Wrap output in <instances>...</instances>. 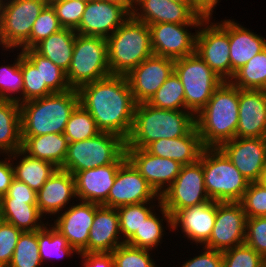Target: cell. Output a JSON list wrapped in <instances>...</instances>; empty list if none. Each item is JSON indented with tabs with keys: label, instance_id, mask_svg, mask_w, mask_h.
I'll use <instances>...</instances> for the list:
<instances>
[{
	"label": "cell",
	"instance_id": "6da1fadb",
	"mask_svg": "<svg viewBox=\"0 0 266 267\" xmlns=\"http://www.w3.org/2000/svg\"><path fill=\"white\" fill-rule=\"evenodd\" d=\"M77 92L79 104L91 114L101 132L128 138L137 103L126 76L111 74L82 85Z\"/></svg>",
	"mask_w": 266,
	"mask_h": 267
},
{
	"label": "cell",
	"instance_id": "7a4b0ae2",
	"mask_svg": "<svg viewBox=\"0 0 266 267\" xmlns=\"http://www.w3.org/2000/svg\"><path fill=\"white\" fill-rule=\"evenodd\" d=\"M239 121V88L224 81L206 106L195 116V124L205 148H218L236 137Z\"/></svg>",
	"mask_w": 266,
	"mask_h": 267
},
{
	"label": "cell",
	"instance_id": "3957f363",
	"mask_svg": "<svg viewBox=\"0 0 266 267\" xmlns=\"http://www.w3.org/2000/svg\"><path fill=\"white\" fill-rule=\"evenodd\" d=\"M195 126V115L190 111L158 109L146 102L138 103L126 148L145 149L160 139L183 137Z\"/></svg>",
	"mask_w": 266,
	"mask_h": 267
},
{
	"label": "cell",
	"instance_id": "277c9868",
	"mask_svg": "<svg viewBox=\"0 0 266 267\" xmlns=\"http://www.w3.org/2000/svg\"><path fill=\"white\" fill-rule=\"evenodd\" d=\"M21 136L64 133L71 113L79 105L77 89L52 93L20 103Z\"/></svg>",
	"mask_w": 266,
	"mask_h": 267
},
{
	"label": "cell",
	"instance_id": "5b68a950",
	"mask_svg": "<svg viewBox=\"0 0 266 267\" xmlns=\"http://www.w3.org/2000/svg\"><path fill=\"white\" fill-rule=\"evenodd\" d=\"M106 40L112 75L126 76L143 60L153 55L149 25L133 15Z\"/></svg>",
	"mask_w": 266,
	"mask_h": 267
},
{
	"label": "cell",
	"instance_id": "8992f818",
	"mask_svg": "<svg viewBox=\"0 0 266 267\" xmlns=\"http://www.w3.org/2000/svg\"><path fill=\"white\" fill-rule=\"evenodd\" d=\"M202 166L210 200L240 202L249 182L219 148H204Z\"/></svg>",
	"mask_w": 266,
	"mask_h": 267
},
{
	"label": "cell",
	"instance_id": "52a82bcc",
	"mask_svg": "<svg viewBox=\"0 0 266 267\" xmlns=\"http://www.w3.org/2000/svg\"><path fill=\"white\" fill-rule=\"evenodd\" d=\"M111 75L108 61L107 40L98 36L76 34L72 60L66 73L71 88Z\"/></svg>",
	"mask_w": 266,
	"mask_h": 267
},
{
	"label": "cell",
	"instance_id": "ba28073f",
	"mask_svg": "<svg viewBox=\"0 0 266 267\" xmlns=\"http://www.w3.org/2000/svg\"><path fill=\"white\" fill-rule=\"evenodd\" d=\"M126 152V140L117 134L100 132L96 136L68 145L61 169L76 172L115 163Z\"/></svg>",
	"mask_w": 266,
	"mask_h": 267
},
{
	"label": "cell",
	"instance_id": "9c48e42d",
	"mask_svg": "<svg viewBox=\"0 0 266 267\" xmlns=\"http://www.w3.org/2000/svg\"><path fill=\"white\" fill-rule=\"evenodd\" d=\"M174 72L184 88L186 111L195 116L224 82L196 52L175 59Z\"/></svg>",
	"mask_w": 266,
	"mask_h": 267
},
{
	"label": "cell",
	"instance_id": "30bf717a",
	"mask_svg": "<svg viewBox=\"0 0 266 267\" xmlns=\"http://www.w3.org/2000/svg\"><path fill=\"white\" fill-rule=\"evenodd\" d=\"M49 0H0V50L19 49Z\"/></svg>",
	"mask_w": 266,
	"mask_h": 267
},
{
	"label": "cell",
	"instance_id": "8fae6325",
	"mask_svg": "<svg viewBox=\"0 0 266 267\" xmlns=\"http://www.w3.org/2000/svg\"><path fill=\"white\" fill-rule=\"evenodd\" d=\"M215 19H204L201 22L197 30L195 52L223 81H230L228 19Z\"/></svg>",
	"mask_w": 266,
	"mask_h": 267
},
{
	"label": "cell",
	"instance_id": "7c38bea8",
	"mask_svg": "<svg viewBox=\"0 0 266 267\" xmlns=\"http://www.w3.org/2000/svg\"><path fill=\"white\" fill-rule=\"evenodd\" d=\"M160 199L172 217L181 209L211 201L204 185L202 153L197 162L182 166L180 174Z\"/></svg>",
	"mask_w": 266,
	"mask_h": 267
},
{
	"label": "cell",
	"instance_id": "4fadbf2b",
	"mask_svg": "<svg viewBox=\"0 0 266 267\" xmlns=\"http://www.w3.org/2000/svg\"><path fill=\"white\" fill-rule=\"evenodd\" d=\"M246 214L240 202H216V219L203 247L225 251L245 243Z\"/></svg>",
	"mask_w": 266,
	"mask_h": 267
},
{
	"label": "cell",
	"instance_id": "5bb4252c",
	"mask_svg": "<svg viewBox=\"0 0 266 267\" xmlns=\"http://www.w3.org/2000/svg\"><path fill=\"white\" fill-rule=\"evenodd\" d=\"M200 24H150L151 47L154 55L178 59L195 53ZM189 28V29H188ZM191 29H195L192 33Z\"/></svg>",
	"mask_w": 266,
	"mask_h": 267
},
{
	"label": "cell",
	"instance_id": "9a60e30c",
	"mask_svg": "<svg viewBox=\"0 0 266 267\" xmlns=\"http://www.w3.org/2000/svg\"><path fill=\"white\" fill-rule=\"evenodd\" d=\"M161 201L160 196L127 159L118 169L115 182L102 206L118 208L124 205Z\"/></svg>",
	"mask_w": 266,
	"mask_h": 267
},
{
	"label": "cell",
	"instance_id": "2e32d148",
	"mask_svg": "<svg viewBox=\"0 0 266 267\" xmlns=\"http://www.w3.org/2000/svg\"><path fill=\"white\" fill-rule=\"evenodd\" d=\"M218 148L249 183L260 182L266 168V138L235 137Z\"/></svg>",
	"mask_w": 266,
	"mask_h": 267
},
{
	"label": "cell",
	"instance_id": "e0dca14e",
	"mask_svg": "<svg viewBox=\"0 0 266 267\" xmlns=\"http://www.w3.org/2000/svg\"><path fill=\"white\" fill-rule=\"evenodd\" d=\"M175 60L152 55L143 60L127 75V81L135 102H147L174 71Z\"/></svg>",
	"mask_w": 266,
	"mask_h": 267
},
{
	"label": "cell",
	"instance_id": "ac0fdd59",
	"mask_svg": "<svg viewBox=\"0 0 266 267\" xmlns=\"http://www.w3.org/2000/svg\"><path fill=\"white\" fill-rule=\"evenodd\" d=\"M76 202L49 222L67 239L71 247L81 253L87 247L95 211L100 204L80 200Z\"/></svg>",
	"mask_w": 266,
	"mask_h": 267
},
{
	"label": "cell",
	"instance_id": "d6986e66",
	"mask_svg": "<svg viewBox=\"0 0 266 267\" xmlns=\"http://www.w3.org/2000/svg\"><path fill=\"white\" fill-rule=\"evenodd\" d=\"M131 15L121 5L103 0H90L87 2L82 19L75 32L81 35L107 39Z\"/></svg>",
	"mask_w": 266,
	"mask_h": 267
},
{
	"label": "cell",
	"instance_id": "ffe728a7",
	"mask_svg": "<svg viewBox=\"0 0 266 267\" xmlns=\"http://www.w3.org/2000/svg\"><path fill=\"white\" fill-rule=\"evenodd\" d=\"M127 159L161 196L180 174L182 164L152 155L142 148H126Z\"/></svg>",
	"mask_w": 266,
	"mask_h": 267
},
{
	"label": "cell",
	"instance_id": "44dd1931",
	"mask_svg": "<svg viewBox=\"0 0 266 267\" xmlns=\"http://www.w3.org/2000/svg\"><path fill=\"white\" fill-rule=\"evenodd\" d=\"M216 219V201H209L197 206L179 210L172 217V232L187 238L190 245L198 248L210 238ZM178 227L181 231L178 230ZM194 242V243H193Z\"/></svg>",
	"mask_w": 266,
	"mask_h": 267
},
{
	"label": "cell",
	"instance_id": "7402d4cb",
	"mask_svg": "<svg viewBox=\"0 0 266 267\" xmlns=\"http://www.w3.org/2000/svg\"><path fill=\"white\" fill-rule=\"evenodd\" d=\"M132 15L147 25L155 23L201 24L205 19L191 7L169 0H135Z\"/></svg>",
	"mask_w": 266,
	"mask_h": 267
},
{
	"label": "cell",
	"instance_id": "603a6c76",
	"mask_svg": "<svg viewBox=\"0 0 266 267\" xmlns=\"http://www.w3.org/2000/svg\"><path fill=\"white\" fill-rule=\"evenodd\" d=\"M127 160L126 152L113 164L76 172L75 192L77 200L102 205L108 198L119 167Z\"/></svg>",
	"mask_w": 266,
	"mask_h": 267
},
{
	"label": "cell",
	"instance_id": "cb8c5ba5",
	"mask_svg": "<svg viewBox=\"0 0 266 267\" xmlns=\"http://www.w3.org/2000/svg\"><path fill=\"white\" fill-rule=\"evenodd\" d=\"M36 198L40 213L45 219L47 216L48 219H53L77 201L74 176L66 170L57 168L36 193Z\"/></svg>",
	"mask_w": 266,
	"mask_h": 267
},
{
	"label": "cell",
	"instance_id": "d4e9b609",
	"mask_svg": "<svg viewBox=\"0 0 266 267\" xmlns=\"http://www.w3.org/2000/svg\"><path fill=\"white\" fill-rule=\"evenodd\" d=\"M236 137L266 138V91L239 88Z\"/></svg>",
	"mask_w": 266,
	"mask_h": 267
},
{
	"label": "cell",
	"instance_id": "484cf974",
	"mask_svg": "<svg viewBox=\"0 0 266 267\" xmlns=\"http://www.w3.org/2000/svg\"><path fill=\"white\" fill-rule=\"evenodd\" d=\"M122 244L116 208L100 205L95 211L87 247L81 253H111Z\"/></svg>",
	"mask_w": 266,
	"mask_h": 267
},
{
	"label": "cell",
	"instance_id": "4316f807",
	"mask_svg": "<svg viewBox=\"0 0 266 267\" xmlns=\"http://www.w3.org/2000/svg\"><path fill=\"white\" fill-rule=\"evenodd\" d=\"M231 18L228 19V36L232 79L238 69L266 48V38Z\"/></svg>",
	"mask_w": 266,
	"mask_h": 267
},
{
	"label": "cell",
	"instance_id": "83f0119b",
	"mask_svg": "<svg viewBox=\"0 0 266 267\" xmlns=\"http://www.w3.org/2000/svg\"><path fill=\"white\" fill-rule=\"evenodd\" d=\"M204 148L195 126L183 137L154 141L145 150L152 155L173 159L182 165H187L197 162Z\"/></svg>",
	"mask_w": 266,
	"mask_h": 267
},
{
	"label": "cell",
	"instance_id": "f1b7e54d",
	"mask_svg": "<svg viewBox=\"0 0 266 267\" xmlns=\"http://www.w3.org/2000/svg\"><path fill=\"white\" fill-rule=\"evenodd\" d=\"M68 139L61 133H50L39 136H22V150L31 157L52 163L57 168L64 164Z\"/></svg>",
	"mask_w": 266,
	"mask_h": 267
},
{
	"label": "cell",
	"instance_id": "f546056e",
	"mask_svg": "<svg viewBox=\"0 0 266 267\" xmlns=\"http://www.w3.org/2000/svg\"><path fill=\"white\" fill-rule=\"evenodd\" d=\"M165 223L166 226H164ZM167 229L168 231H172L173 229L172 215L160 204L158 209L156 211L154 210L144 220L140 229L135 232L126 244L136 248L154 249V252L156 250L155 248H157L156 251H158V246H161L163 239H165Z\"/></svg>",
	"mask_w": 266,
	"mask_h": 267
},
{
	"label": "cell",
	"instance_id": "4dcf8cb0",
	"mask_svg": "<svg viewBox=\"0 0 266 267\" xmlns=\"http://www.w3.org/2000/svg\"><path fill=\"white\" fill-rule=\"evenodd\" d=\"M9 156L14 168V177L27 184L35 192L40 190L57 169L52 163L31 157L22 149Z\"/></svg>",
	"mask_w": 266,
	"mask_h": 267
},
{
	"label": "cell",
	"instance_id": "1f68e13d",
	"mask_svg": "<svg viewBox=\"0 0 266 267\" xmlns=\"http://www.w3.org/2000/svg\"><path fill=\"white\" fill-rule=\"evenodd\" d=\"M22 148L20 105L13 100H0V155Z\"/></svg>",
	"mask_w": 266,
	"mask_h": 267
},
{
	"label": "cell",
	"instance_id": "d6a6232c",
	"mask_svg": "<svg viewBox=\"0 0 266 267\" xmlns=\"http://www.w3.org/2000/svg\"><path fill=\"white\" fill-rule=\"evenodd\" d=\"M1 218L22 231H37L49 222L40 213L37 204H27L14 198H1Z\"/></svg>",
	"mask_w": 266,
	"mask_h": 267
},
{
	"label": "cell",
	"instance_id": "836d02e7",
	"mask_svg": "<svg viewBox=\"0 0 266 267\" xmlns=\"http://www.w3.org/2000/svg\"><path fill=\"white\" fill-rule=\"evenodd\" d=\"M76 34L73 29L62 28L37 43L33 49L67 73L72 60Z\"/></svg>",
	"mask_w": 266,
	"mask_h": 267
},
{
	"label": "cell",
	"instance_id": "e575fe53",
	"mask_svg": "<svg viewBox=\"0 0 266 267\" xmlns=\"http://www.w3.org/2000/svg\"><path fill=\"white\" fill-rule=\"evenodd\" d=\"M38 248L43 265H47L48 261L52 265V260L59 261L79 254L49 222L38 230Z\"/></svg>",
	"mask_w": 266,
	"mask_h": 267
},
{
	"label": "cell",
	"instance_id": "d590c367",
	"mask_svg": "<svg viewBox=\"0 0 266 267\" xmlns=\"http://www.w3.org/2000/svg\"><path fill=\"white\" fill-rule=\"evenodd\" d=\"M9 52H18L17 56L11 63L1 60L4 63L0 66V100H13L19 104L23 103V77L21 73V56L20 49H4ZM5 64V65H4ZM16 95V96H15Z\"/></svg>",
	"mask_w": 266,
	"mask_h": 267
},
{
	"label": "cell",
	"instance_id": "8d00e7d4",
	"mask_svg": "<svg viewBox=\"0 0 266 267\" xmlns=\"http://www.w3.org/2000/svg\"><path fill=\"white\" fill-rule=\"evenodd\" d=\"M230 82L240 89L266 91V48L238 69Z\"/></svg>",
	"mask_w": 266,
	"mask_h": 267
},
{
	"label": "cell",
	"instance_id": "74e56055",
	"mask_svg": "<svg viewBox=\"0 0 266 267\" xmlns=\"http://www.w3.org/2000/svg\"><path fill=\"white\" fill-rule=\"evenodd\" d=\"M161 204V201H150L139 204L124 205L116 208L119 215V225L123 242L126 243L144 220Z\"/></svg>",
	"mask_w": 266,
	"mask_h": 267
},
{
	"label": "cell",
	"instance_id": "f35d334b",
	"mask_svg": "<svg viewBox=\"0 0 266 267\" xmlns=\"http://www.w3.org/2000/svg\"><path fill=\"white\" fill-rule=\"evenodd\" d=\"M22 54L38 69L42 76V85L53 93L65 92L69 86L66 73L48 58L37 53L33 48L21 50Z\"/></svg>",
	"mask_w": 266,
	"mask_h": 267
},
{
	"label": "cell",
	"instance_id": "ab89813d",
	"mask_svg": "<svg viewBox=\"0 0 266 267\" xmlns=\"http://www.w3.org/2000/svg\"><path fill=\"white\" fill-rule=\"evenodd\" d=\"M146 103L158 109L186 111L184 88L174 71Z\"/></svg>",
	"mask_w": 266,
	"mask_h": 267
},
{
	"label": "cell",
	"instance_id": "60d3db41",
	"mask_svg": "<svg viewBox=\"0 0 266 267\" xmlns=\"http://www.w3.org/2000/svg\"><path fill=\"white\" fill-rule=\"evenodd\" d=\"M38 248V230L23 231L8 267H42Z\"/></svg>",
	"mask_w": 266,
	"mask_h": 267
},
{
	"label": "cell",
	"instance_id": "b9f144b4",
	"mask_svg": "<svg viewBox=\"0 0 266 267\" xmlns=\"http://www.w3.org/2000/svg\"><path fill=\"white\" fill-rule=\"evenodd\" d=\"M100 132L91 114L79 104L71 113L63 134L72 143L92 138Z\"/></svg>",
	"mask_w": 266,
	"mask_h": 267
},
{
	"label": "cell",
	"instance_id": "7bdbcfd3",
	"mask_svg": "<svg viewBox=\"0 0 266 267\" xmlns=\"http://www.w3.org/2000/svg\"><path fill=\"white\" fill-rule=\"evenodd\" d=\"M62 28L54 9L48 3L35 20L30 38L19 49L33 48L37 43L48 38L51 34L59 32Z\"/></svg>",
	"mask_w": 266,
	"mask_h": 267
},
{
	"label": "cell",
	"instance_id": "ee69618b",
	"mask_svg": "<svg viewBox=\"0 0 266 267\" xmlns=\"http://www.w3.org/2000/svg\"><path fill=\"white\" fill-rule=\"evenodd\" d=\"M154 250L136 248L126 243L111 252L115 267H160L152 257Z\"/></svg>",
	"mask_w": 266,
	"mask_h": 267
},
{
	"label": "cell",
	"instance_id": "f6af8a7d",
	"mask_svg": "<svg viewBox=\"0 0 266 267\" xmlns=\"http://www.w3.org/2000/svg\"><path fill=\"white\" fill-rule=\"evenodd\" d=\"M21 73L23 77V103L53 93L47 85H42L40 70L24 55L21 56Z\"/></svg>",
	"mask_w": 266,
	"mask_h": 267
},
{
	"label": "cell",
	"instance_id": "bcb514c9",
	"mask_svg": "<svg viewBox=\"0 0 266 267\" xmlns=\"http://www.w3.org/2000/svg\"><path fill=\"white\" fill-rule=\"evenodd\" d=\"M223 267H266V259L246 243L222 252Z\"/></svg>",
	"mask_w": 266,
	"mask_h": 267
},
{
	"label": "cell",
	"instance_id": "7dc6e473",
	"mask_svg": "<svg viewBox=\"0 0 266 267\" xmlns=\"http://www.w3.org/2000/svg\"><path fill=\"white\" fill-rule=\"evenodd\" d=\"M63 28L75 30L82 19L87 2L81 0H49Z\"/></svg>",
	"mask_w": 266,
	"mask_h": 267
},
{
	"label": "cell",
	"instance_id": "c3c4849f",
	"mask_svg": "<svg viewBox=\"0 0 266 267\" xmlns=\"http://www.w3.org/2000/svg\"><path fill=\"white\" fill-rule=\"evenodd\" d=\"M240 203L247 218L266 217V187L261 182H250Z\"/></svg>",
	"mask_w": 266,
	"mask_h": 267
},
{
	"label": "cell",
	"instance_id": "681fc988",
	"mask_svg": "<svg viewBox=\"0 0 266 267\" xmlns=\"http://www.w3.org/2000/svg\"><path fill=\"white\" fill-rule=\"evenodd\" d=\"M245 243L266 259V217L246 219Z\"/></svg>",
	"mask_w": 266,
	"mask_h": 267
},
{
	"label": "cell",
	"instance_id": "f907efd6",
	"mask_svg": "<svg viewBox=\"0 0 266 267\" xmlns=\"http://www.w3.org/2000/svg\"><path fill=\"white\" fill-rule=\"evenodd\" d=\"M22 230L3 220L0 221V267H8Z\"/></svg>",
	"mask_w": 266,
	"mask_h": 267
},
{
	"label": "cell",
	"instance_id": "816d5d0a",
	"mask_svg": "<svg viewBox=\"0 0 266 267\" xmlns=\"http://www.w3.org/2000/svg\"><path fill=\"white\" fill-rule=\"evenodd\" d=\"M198 249L200 250H197V256L190 257L187 261L184 260L182 266L179 267H223V255L221 251L208 249L203 246Z\"/></svg>",
	"mask_w": 266,
	"mask_h": 267
},
{
	"label": "cell",
	"instance_id": "f5cc1de1",
	"mask_svg": "<svg viewBox=\"0 0 266 267\" xmlns=\"http://www.w3.org/2000/svg\"><path fill=\"white\" fill-rule=\"evenodd\" d=\"M36 193L27 184L14 178L7 193L1 198H14V200L26 201L27 204H37Z\"/></svg>",
	"mask_w": 266,
	"mask_h": 267
},
{
	"label": "cell",
	"instance_id": "db71d44e",
	"mask_svg": "<svg viewBox=\"0 0 266 267\" xmlns=\"http://www.w3.org/2000/svg\"><path fill=\"white\" fill-rule=\"evenodd\" d=\"M82 267H115L111 253H79Z\"/></svg>",
	"mask_w": 266,
	"mask_h": 267
},
{
	"label": "cell",
	"instance_id": "11a10c76",
	"mask_svg": "<svg viewBox=\"0 0 266 267\" xmlns=\"http://www.w3.org/2000/svg\"><path fill=\"white\" fill-rule=\"evenodd\" d=\"M4 158L1 159V158ZM0 155V197L5 195L14 177V168L9 155Z\"/></svg>",
	"mask_w": 266,
	"mask_h": 267
},
{
	"label": "cell",
	"instance_id": "9f6ffc18",
	"mask_svg": "<svg viewBox=\"0 0 266 267\" xmlns=\"http://www.w3.org/2000/svg\"><path fill=\"white\" fill-rule=\"evenodd\" d=\"M220 0H191V7L205 19L214 18L213 12L214 9L219 5Z\"/></svg>",
	"mask_w": 266,
	"mask_h": 267
},
{
	"label": "cell",
	"instance_id": "6f0895ef",
	"mask_svg": "<svg viewBox=\"0 0 266 267\" xmlns=\"http://www.w3.org/2000/svg\"><path fill=\"white\" fill-rule=\"evenodd\" d=\"M111 3H115L125 7L131 14L133 13L135 0H103Z\"/></svg>",
	"mask_w": 266,
	"mask_h": 267
},
{
	"label": "cell",
	"instance_id": "680465c9",
	"mask_svg": "<svg viewBox=\"0 0 266 267\" xmlns=\"http://www.w3.org/2000/svg\"><path fill=\"white\" fill-rule=\"evenodd\" d=\"M169 1L177 2L181 4H191V0H169Z\"/></svg>",
	"mask_w": 266,
	"mask_h": 267
},
{
	"label": "cell",
	"instance_id": "91938a15",
	"mask_svg": "<svg viewBox=\"0 0 266 267\" xmlns=\"http://www.w3.org/2000/svg\"><path fill=\"white\" fill-rule=\"evenodd\" d=\"M260 182L266 187V168L263 172V175H262Z\"/></svg>",
	"mask_w": 266,
	"mask_h": 267
},
{
	"label": "cell",
	"instance_id": "94428289",
	"mask_svg": "<svg viewBox=\"0 0 266 267\" xmlns=\"http://www.w3.org/2000/svg\"><path fill=\"white\" fill-rule=\"evenodd\" d=\"M2 220L1 218V197H0V221Z\"/></svg>",
	"mask_w": 266,
	"mask_h": 267
}]
</instances>
